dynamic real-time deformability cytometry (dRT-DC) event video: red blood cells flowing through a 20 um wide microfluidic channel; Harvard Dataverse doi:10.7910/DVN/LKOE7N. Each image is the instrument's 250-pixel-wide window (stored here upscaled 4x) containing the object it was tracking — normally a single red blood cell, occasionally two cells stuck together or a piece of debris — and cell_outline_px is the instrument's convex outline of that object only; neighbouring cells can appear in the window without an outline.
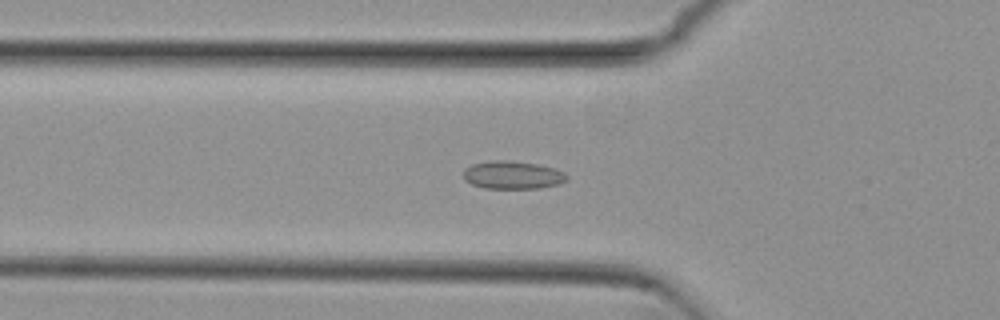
{"species": "common noctule bat (a hibernating species)", "species_latin": "Nyctalus noctula", "temperature_condition": "cold", "stored_images_in_passage": 47, "camera_frame_rate_fps": 3000, "um_per_image_px": 0.085, "animal": {"sex": "female", "body_mass_g": 29.2, "forearm_length_mm": 56.3}, "frame": {"image": 1, "passage_image": 12, "time_ms": 3.667, "image_size_px": [1000, 320], "cell_outline_px": [[568, 180], [560, 184], [540, 188], [484, 188], [472, 184], [464, 180], [464, 168], [472, 164], [488, 160], [508, 160], [536, 164], [552, 168], [564, 172], [568, 176]], "centroid_in_image_um": [43.56, 14.87], "position_along_channel_um": 82.2, "area_um2": 16.94}}
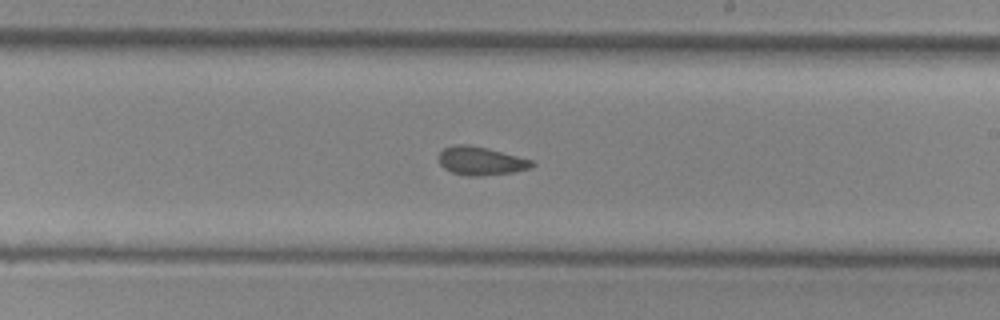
{"frame": {"image": 2, "passage_image": 25, "time_ms": 8.0, "image_size_px": [1000, 320], "cell_outline_px": [[536, 164], [532, 168], [512, 172], [480, 176], [468, 176], [452, 172], [444, 168], [440, 164], [436, 156], [444, 148], [452, 144], [468, 144], [488, 148], [532, 160]], "centroid_in_image_um": [40.84, 13.67], "position_along_channel_um": 248.2, "area_um2": 15.61}}
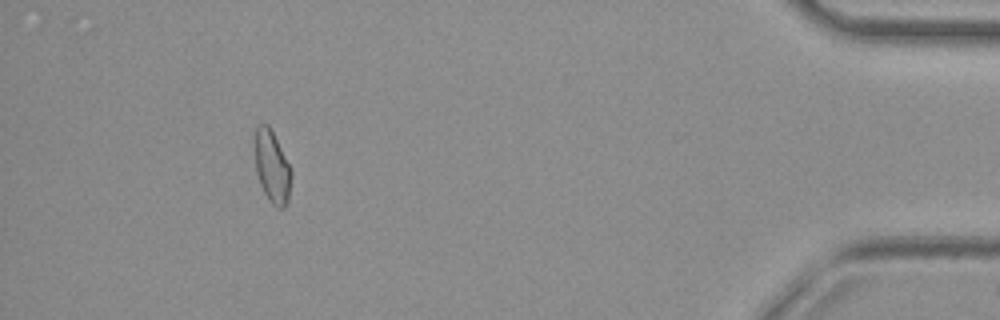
{"frame": {"image": 3, "passage_image": 43, "time_ms": 14.0, "image_size_px": [1000, 320], "cell_outline_px": [[292, 176], [288, 204], [284, 208], [276, 208], [268, 200], [260, 184], [256, 172], [256, 124], [268, 124], [292, 172]], "centroid_in_image_um": [23.14, 14.26], "position_along_channel_um": 412.1, "area_um2": 15.09}, "authors_computed_cell_mechanics": {"area_um2": 15.6638, "velocity_mm_per_s": 3.821, "shape_relaxation_time_tau1_ms": null, "shape_relaxation_time_tau2_ms": 2.8503, "deformation_change_tau1": null, "deformation_change_tau2": 0.0591}}